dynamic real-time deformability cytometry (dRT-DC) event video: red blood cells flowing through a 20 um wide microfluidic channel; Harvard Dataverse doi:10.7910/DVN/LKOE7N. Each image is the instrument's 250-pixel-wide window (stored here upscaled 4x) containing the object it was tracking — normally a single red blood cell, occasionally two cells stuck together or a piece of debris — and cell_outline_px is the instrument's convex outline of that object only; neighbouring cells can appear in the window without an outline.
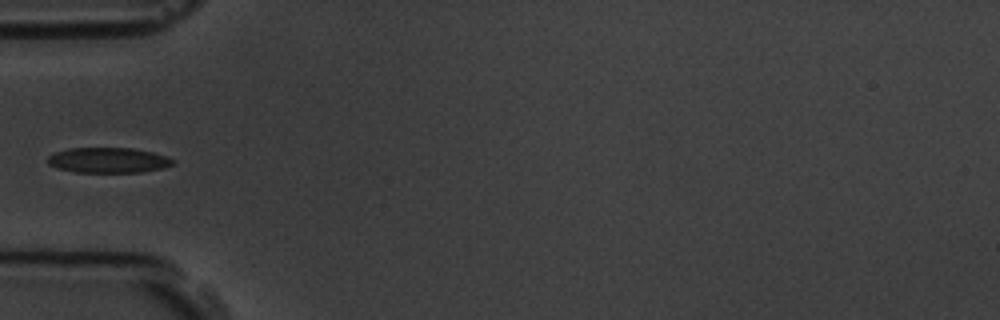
{"species": "common noctule bat (a hibernating species)", "species_latin": "Nyctalus noctula", "temperature_condition": "room temperature", "stored_images_in_passage": 6, "camera_frame_rate_fps": 3000, "um_per_image_px": 0.085, "animal": {"sex": "male", "body_mass_g": 19.5, "forearm_length_mm": 54.6}, "frame": {"image": 1, "passage_image": 6, "time_ms": 5.667, "image_size_px": [1000, 320], "cell_outline_px": [[176, 164], [164, 168], [140, 172], [76, 172], [56, 168], [48, 164], [48, 156], [56, 152], [68, 148], [132, 148], [152, 152], [164, 156], [172, 160]], "centroid_in_image_um": [9.19, 13.62], "position_along_channel_um": 75.8, "area_um2": 18.38}}